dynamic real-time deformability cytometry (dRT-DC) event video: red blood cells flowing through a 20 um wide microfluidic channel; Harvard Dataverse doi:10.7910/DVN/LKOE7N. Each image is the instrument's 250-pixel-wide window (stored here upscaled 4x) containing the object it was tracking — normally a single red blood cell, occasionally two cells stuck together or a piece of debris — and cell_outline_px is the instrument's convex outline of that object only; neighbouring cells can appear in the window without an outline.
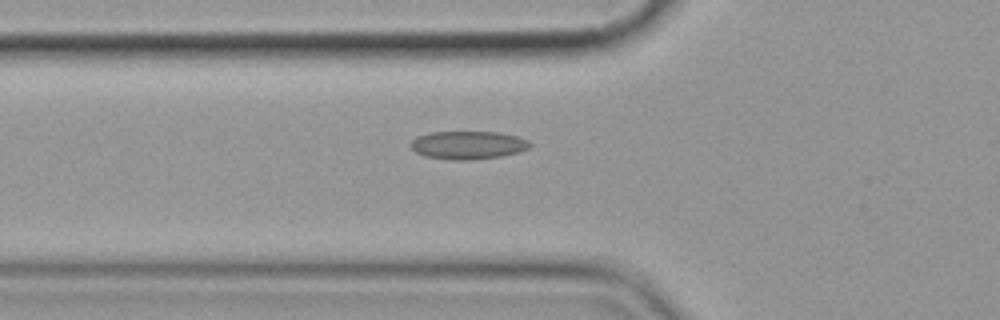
{"species": "common noctule bat (a hibernating species)", "species_latin": "Nyctalus noctula", "temperature_condition": "cold", "stored_images_in_passage": 2, "camera_frame_rate_fps": 3000, "um_per_image_px": 0.085, "animal": {"sex": "female", "body_mass_g": 19.9}, "frame": {"image": 1, "passage_image": 2, "time_ms": 2.0, "image_size_px": [1000, 320], "cell_outline_px": [[532, 144], [528, 148], [520, 152], [500, 156], [468, 160], [452, 160], [424, 156], [416, 152], [408, 144], [416, 136], [432, 132], [500, 132], [516, 136], [528, 140]], "centroid_in_image_um": [39.76, 12.33], "position_along_channel_um": 86.0, "area_um2": 19.59}}